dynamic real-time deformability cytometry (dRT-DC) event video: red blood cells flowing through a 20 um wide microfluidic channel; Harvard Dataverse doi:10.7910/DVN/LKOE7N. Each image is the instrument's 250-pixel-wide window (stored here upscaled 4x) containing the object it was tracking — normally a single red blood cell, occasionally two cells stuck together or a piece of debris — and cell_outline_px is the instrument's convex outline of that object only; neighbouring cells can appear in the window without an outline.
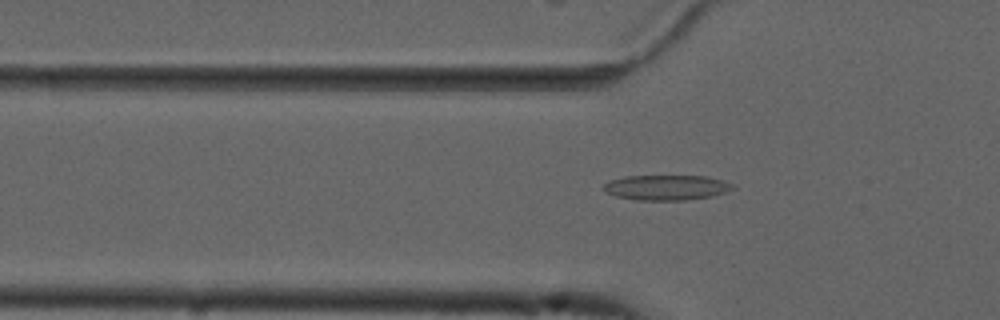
{"species": "common noctule bat (a hibernating species)", "species_latin": "Nyctalus noctula", "temperature_condition": "cold", "stored_images_in_passage": 56, "camera_frame_rate_fps": 3000, "um_per_image_px": 0.085, "animal": {"sex": "male", "forearm_length_mm": 52.5}, "frame": {"image": 1, "passage_image": 18, "time_ms": 5.667, "image_size_px": [1000, 320], "cell_outline_px": [[736, 188], [712, 196], [684, 200], [636, 200], [616, 196], [604, 192], [600, 188], [608, 180], [624, 176], [704, 176], [736, 184]], "centroid_in_image_um": [56.59, 15.94], "position_along_channel_um": 69.2, "area_um2": 19.07}}
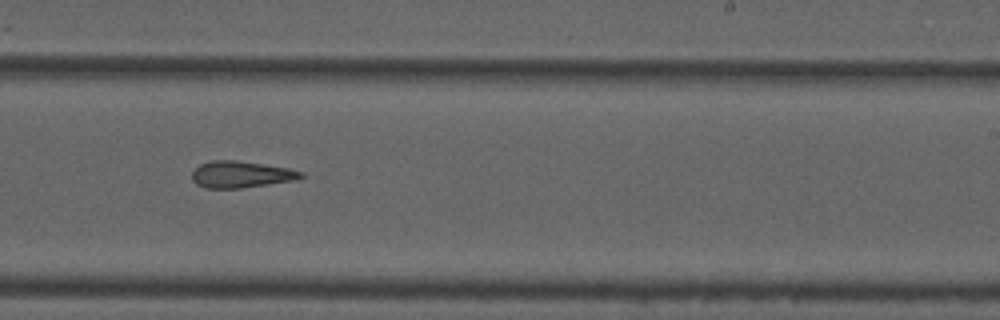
{"frame": {"image": 2, "passage_image": 34, "time_ms": 11.0, "image_size_px": [1000, 320], "cell_outline_px": [[304, 176], [296, 180], [240, 188], [204, 188], [196, 184], [192, 180], [192, 172], [200, 164], [212, 160], [236, 160], [288, 168], [304, 172]], "centroid_in_image_um": [20.47, 14.83], "position_along_channel_um": 268.5, "area_um2": 16.88}}
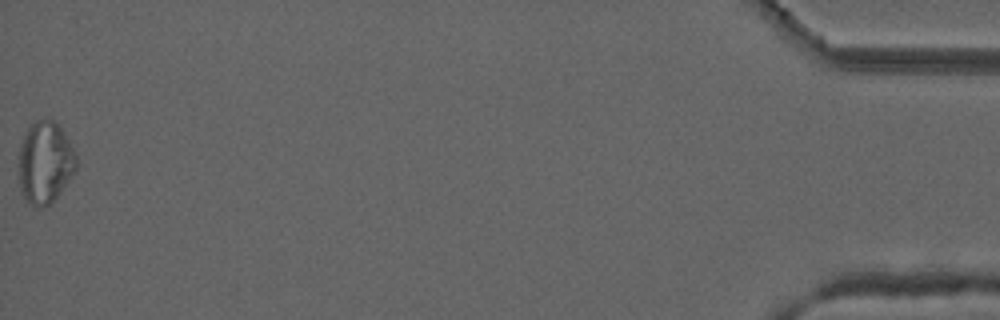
{"frame": {"image": 3, "passage_image": 55, "time_ms": 18.0, "image_size_px": [1000, 320], "cell_outline_px": [[76, 168], [68, 180], [56, 196], [48, 204], [40, 208], [28, 204], [24, 200], [20, 192], [20, 148], [24, 136], [28, 128], [36, 120], [52, 120], [60, 128], [68, 140], [76, 156]], "centroid_in_image_um": [3.81, 13.84], "position_along_channel_um": 431.4, "area_um2": 26.76}}